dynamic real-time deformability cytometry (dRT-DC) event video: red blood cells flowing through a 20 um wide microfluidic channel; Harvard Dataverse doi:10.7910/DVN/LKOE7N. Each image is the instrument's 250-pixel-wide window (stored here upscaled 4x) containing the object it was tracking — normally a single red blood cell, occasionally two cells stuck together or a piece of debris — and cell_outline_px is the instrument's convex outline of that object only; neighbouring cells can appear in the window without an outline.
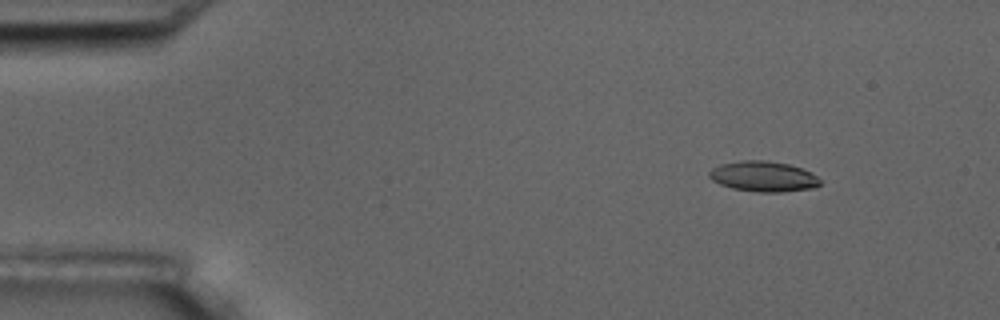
{"species": "common noctule bat (a hibernating species)", "species_latin": "Nyctalus noctula", "temperature_condition": "room temperature", "stored_images_in_passage": 3, "camera_frame_rate_fps": 3000, "um_per_image_px": 0.085, "animal": {"sex": "male", "body_mass_g": 17.5, "forearm_length_mm": 52.3}, "frame": {"image": 1, "passage_image": 1, "time_ms": 0.0, "image_size_px": [1000, 320], "cell_outline_px": [[820, 184], [816, 188], [780, 192], [756, 192], [732, 188], [720, 184], [712, 180], [708, 176], [708, 172], [712, 168], [720, 164], [740, 160], [768, 160], [788, 164], [800, 168], [816, 176], [820, 180]], "centroid_in_image_um": [64.85, 15.0], "position_along_channel_um": 20.1, "area_um2": 19.71}}